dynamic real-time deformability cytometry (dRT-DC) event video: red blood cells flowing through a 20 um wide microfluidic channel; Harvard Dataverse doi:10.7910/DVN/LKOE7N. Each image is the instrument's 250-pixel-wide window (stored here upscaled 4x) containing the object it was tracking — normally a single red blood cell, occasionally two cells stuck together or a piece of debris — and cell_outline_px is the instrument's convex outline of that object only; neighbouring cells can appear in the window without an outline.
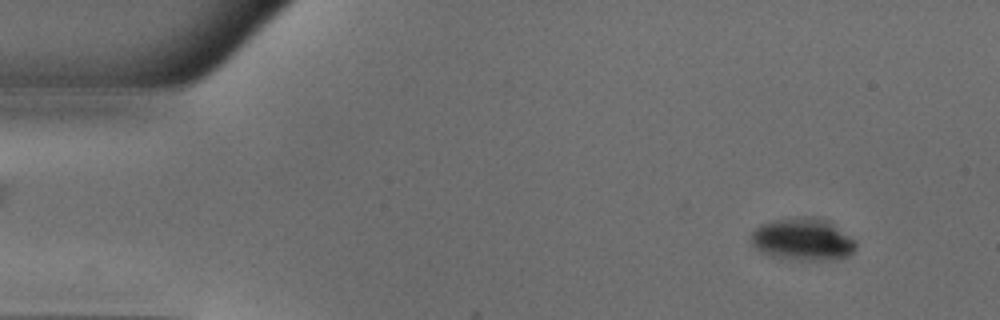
{"species": "common noctule bat (a hibernating species)", "species_latin": "Nyctalus noctula", "temperature_condition": "warm", "stored_images_in_passage": 50, "camera_frame_rate_fps": 3000, "um_per_image_px": 0.085, "animal": {"sex": "male", "body_mass_g": 18.8}, "frame": {"image": 1, "passage_image": 4, "time_ms": 1.0, "image_size_px": [1000, 320], "cell_outline_px": [[856, 244], [852, 252], [848, 256], [820, 260], [800, 260], [772, 256], [760, 252], [752, 244], [752, 232], [760, 224], [772, 220], [796, 216], [816, 216], [832, 220], [856, 240]], "centroid_in_image_um": [68.26, 20.29], "position_along_channel_um": 16.7, "area_um2": 26.3}}
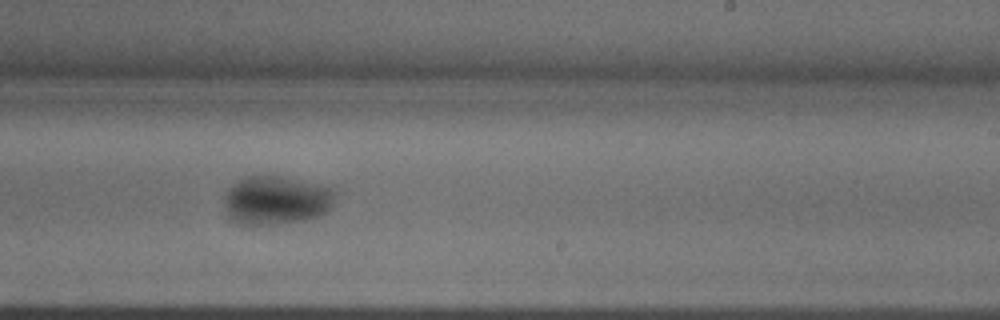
{"frame": {"image": 2, "passage_image": 30, "time_ms": 9.667, "image_size_px": [1000, 320], "cell_outline_px": [[336, 196], [332, 208], [328, 212], [316, 216], [300, 220], [272, 224], [244, 224], [232, 220], [224, 204], [224, 196], [228, 188], [236, 180], [248, 176], [276, 176], [332, 188], [336, 192]], "centroid_in_image_um": [23.47, 17.01], "position_along_channel_um": 265.5, "area_um2": 31.04}}
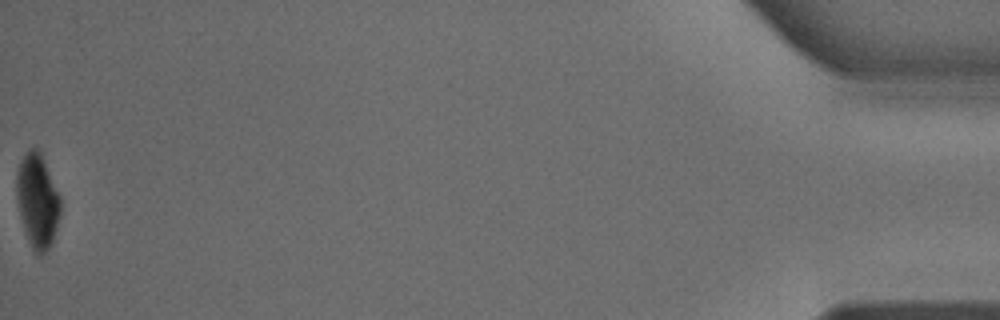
{"frame": {"image": 3, "passage_image": 50, "time_ms": 16.333, "image_size_px": [1000, 320], "cell_outline_px": [[60, 216], [52, 240], [48, 248], [40, 256], [36, 256], [24, 232], [20, 216], [16, 196], [16, 172], [20, 160], [28, 148], [36, 148], [40, 152], [44, 160], [60, 196]], "centroid_in_image_um": [3.16, 17.06], "position_along_channel_um": 432.0, "area_um2": 24.1}, "authors_computed_cell_mechanics": {"area_um2": 29.7092, "velocity_mm_per_s": 3.9972, "shape_relaxation_time_tau1_ms": 6.7861, "shape_relaxation_time_tau2_ms": null, "deformation_change_tau1": 0.1648, "deformation_change_tau2": null}}